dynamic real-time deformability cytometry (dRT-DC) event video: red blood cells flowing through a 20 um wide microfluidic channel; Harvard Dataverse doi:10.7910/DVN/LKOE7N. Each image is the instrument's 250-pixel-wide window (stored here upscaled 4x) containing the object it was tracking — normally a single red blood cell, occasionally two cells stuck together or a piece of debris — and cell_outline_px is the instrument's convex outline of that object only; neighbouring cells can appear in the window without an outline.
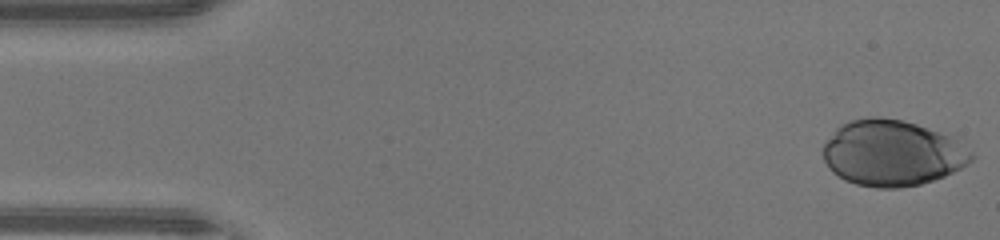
{"species": "human", "species_latin": "Homo sapiens", "temperature_condition": "warm", "stored_images_in_passage": 40, "camera_frame_rate_fps": 3000, "um_per_image_px": 0.085, "donor": {"sex": "male"}, "frame": {"image": 1, "passage_image": 1, "time_ms": 0.0, "image_size_px": [1000, 240], "cell_outline_px": [[976, 156], [968, 164], [944, 176], [920, 184], [900, 188], [876, 188], [856, 184], [844, 180], [832, 172], [828, 168], [824, 160], [824, 144], [836, 128], [840, 124], [852, 120], [872, 116], [876, 116], [900, 120], [916, 124], [956, 136]], "centroid_in_image_um": [75.87, 13.01], "position_along_channel_um": 9.1, "area_um2": 57.34}}
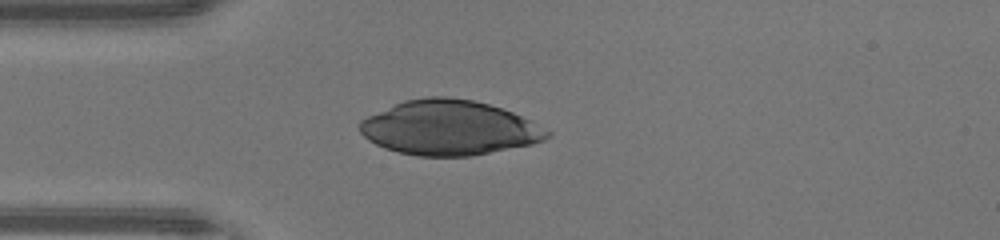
{"frame": {"image": 2, "passage_image": 12, "time_ms": 3.667, "image_size_px": [1000, 240], "cell_outline_px": [[552, 136], [544, 140], [532, 144], [472, 156], [416, 156], [384, 148], [368, 140], [360, 132], [360, 120], [368, 116], [404, 100], [428, 96], [448, 96], [472, 100], [488, 104], [512, 112], [552, 132]], "centroid_in_image_um": [38.18, 10.87], "position_along_channel_um": 46.8, "area_um2": 59.53}}
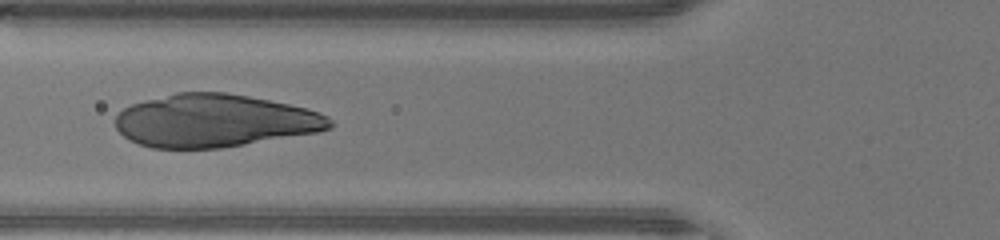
{"frame": {"image": 3, "passage_image": 17, "time_ms": 5.333, "image_size_px": [1000, 240], "cell_outline_px": [[336, 124], [332, 128], [316, 132], [220, 148], [152, 148], [128, 140], [116, 128], [116, 116], [124, 108], [132, 104], [144, 100], [176, 92], [224, 92], [248, 96], [308, 108], [328, 116]], "centroid_in_image_um": [18.23, 10.26], "position_along_channel_um": 107.6, "area_um2": 65.89}}